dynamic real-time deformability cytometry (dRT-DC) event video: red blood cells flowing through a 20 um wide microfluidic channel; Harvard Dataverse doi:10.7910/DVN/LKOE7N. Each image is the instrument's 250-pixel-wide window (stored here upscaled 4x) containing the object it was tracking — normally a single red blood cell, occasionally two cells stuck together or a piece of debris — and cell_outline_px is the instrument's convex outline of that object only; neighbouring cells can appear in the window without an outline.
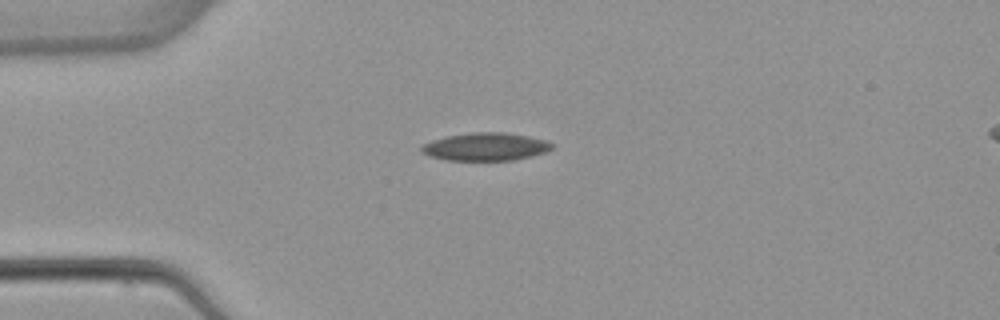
{"species": "common noctule bat (a hibernating species)", "species_latin": "Nyctalus noctula", "temperature_condition": "warm", "stored_images_in_passage": 5, "camera_frame_rate_fps": 3000, "um_per_image_px": 0.085, "animal": {"sex": "female", "body_mass_g": 22.7, "forearm_length_mm": 54.2}, "frame": {"image": 1, "passage_image": 3, "time_ms": 2.667, "image_size_px": [1000, 320], "cell_outline_px": [[552, 148], [544, 152], [532, 156], [512, 160], [448, 160], [428, 156], [420, 152], [420, 148], [424, 144], [432, 140], [448, 136], [472, 132], [508, 132], [528, 136], [544, 140], [552, 144]], "centroid_in_image_um": [41.24, 12.47], "position_along_channel_um": 43.8, "area_um2": 21.1}}
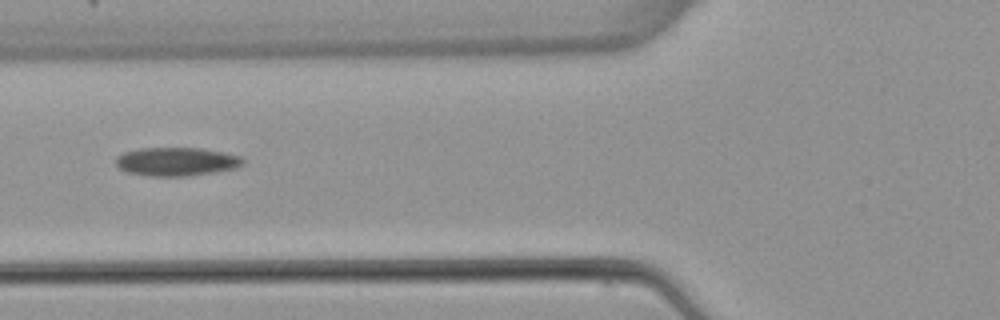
{"frame": {"image": 2, "passage_image": 5, "time_ms": 5.0, "image_size_px": [1000, 320], "cell_outline_px": [[244, 164], [236, 168], [216, 172], [192, 176], [148, 176], [128, 172], [120, 168], [116, 164], [116, 156], [124, 152], [140, 148], [200, 148], [224, 152], [244, 156]], "centroid_in_image_um": [15.05, 13.74], "position_along_channel_um": 110.7, "area_um2": 21.39}}